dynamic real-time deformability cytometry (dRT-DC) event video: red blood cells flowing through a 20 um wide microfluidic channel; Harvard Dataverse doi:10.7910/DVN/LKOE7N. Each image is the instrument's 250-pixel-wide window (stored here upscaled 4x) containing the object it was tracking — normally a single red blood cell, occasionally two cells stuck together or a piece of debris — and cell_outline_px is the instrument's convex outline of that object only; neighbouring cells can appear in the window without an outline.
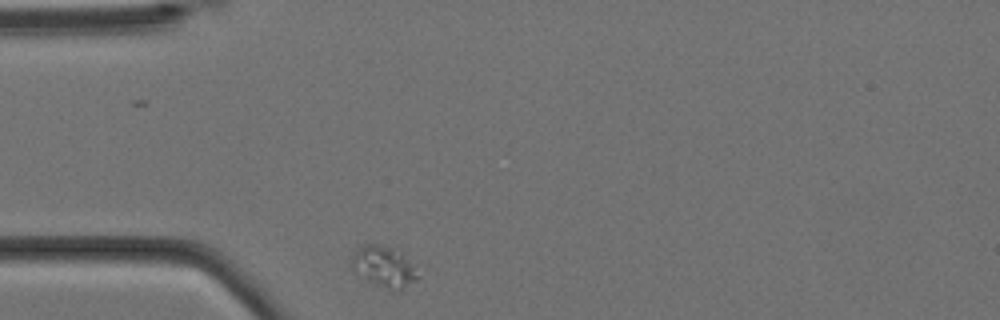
{"species": "Egyptian fruit bat (a non-hibernating species)", "species_latin": "Rousettus aegyptiacus", "temperature_condition": "cold", "stored_images_in_passage": 5, "camera_frame_rate_fps": 3000, "um_per_image_px": 0.085, "animal": {"sex": "female"}, "frame": {"image": 1, "passage_image": 1, "time_ms": 0.0, "image_size_px": [1000, 320], "cell_outline_px": [[420, 276], [416, 280], [400, 292], [388, 288], [368, 280], [352, 268], [352, 256], [356, 248], [360, 244], [380, 244], [392, 248]], "centroid_in_image_um": [32.58, 22.67], "position_along_channel_um": 52.4, "area_um2": 14.97}}